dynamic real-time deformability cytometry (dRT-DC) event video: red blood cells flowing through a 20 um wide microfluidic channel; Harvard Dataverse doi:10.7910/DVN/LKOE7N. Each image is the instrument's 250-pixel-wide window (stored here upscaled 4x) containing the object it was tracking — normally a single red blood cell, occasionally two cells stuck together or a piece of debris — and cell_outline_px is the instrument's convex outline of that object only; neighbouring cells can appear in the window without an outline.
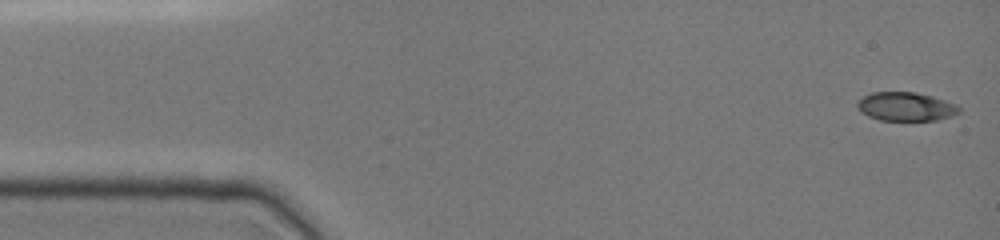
{"species": "common noctule bat (a hibernating species)", "species_latin": "Nyctalus noctula", "temperature_condition": "cold", "stored_images_in_passage": 8, "camera_frame_rate_fps": 3000, "um_per_image_px": 0.085, "animal": {"sex": "female", "body_mass_g": 19.0, "forearm_length_mm": 51.5}, "frame": {"image": 1, "passage_image": 1, "time_ms": 0.0, "image_size_px": [1000, 240], "cell_outline_px": [[960, 112], [952, 116], [936, 120], [880, 120], [868, 116], [860, 112], [856, 104], [856, 100], [872, 92], [916, 92], [932, 96], [956, 104], [960, 108]], "centroid_in_image_um": [76.97, 9.05], "position_along_channel_um": 8.0, "area_um2": 17.11}}
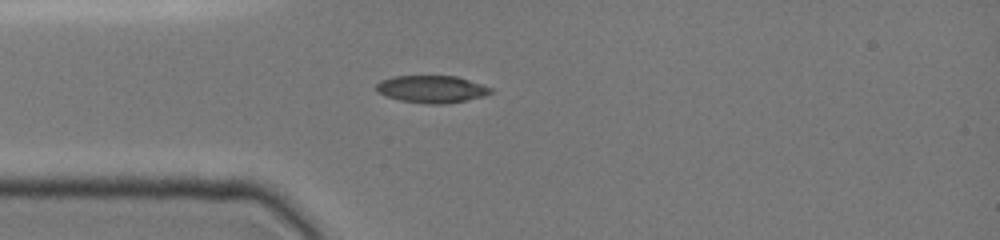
{"frame": {"image": 2, "passage_image": 6, "time_ms": 3.667, "image_size_px": [1000, 240], "cell_outline_px": [[496, 92], [484, 96], [464, 100], [440, 104], [432, 104], [400, 100], [388, 96], [380, 92], [376, 88], [376, 84], [380, 80], [392, 76], [456, 76], [492, 88]], "centroid_in_image_um": [36.71, 7.56], "position_along_channel_um": 48.3, "area_um2": 17.92}}
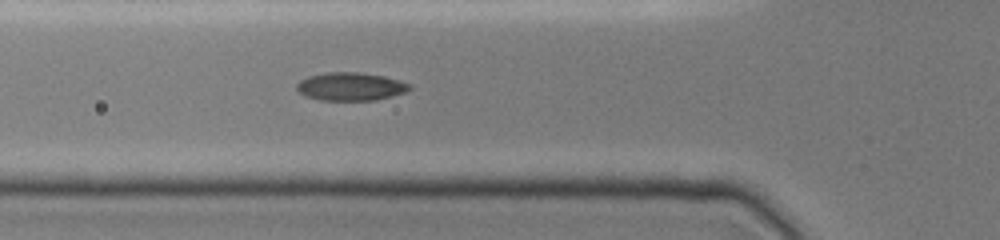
{"frame": {"image": 3, "passage_image": 8, "time_ms": 5.0, "image_size_px": [1000, 240], "cell_outline_px": [[412, 88], [404, 92], [376, 100], [320, 100], [304, 96], [296, 88], [296, 84], [300, 80], [308, 76], [324, 72], [360, 72], [384, 76], [400, 80], [412, 84]], "centroid_in_image_um": [29.79, 7.34], "position_along_channel_um": 96.0, "area_um2": 18.61}}